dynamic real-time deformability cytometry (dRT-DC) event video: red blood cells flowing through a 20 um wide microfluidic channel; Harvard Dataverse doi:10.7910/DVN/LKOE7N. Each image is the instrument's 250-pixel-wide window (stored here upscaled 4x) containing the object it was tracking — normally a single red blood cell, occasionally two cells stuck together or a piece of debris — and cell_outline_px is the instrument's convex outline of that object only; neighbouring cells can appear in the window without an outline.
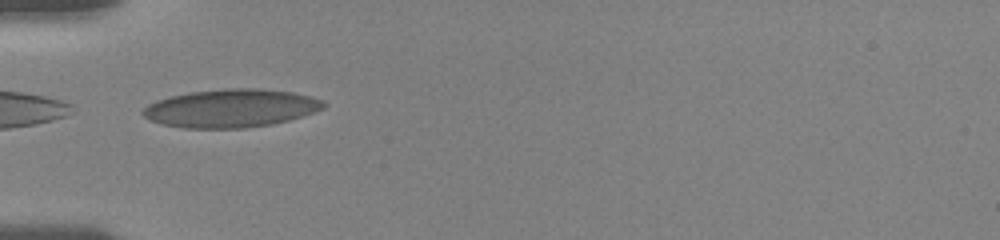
{"species": "human", "species_latin": "Homo sapiens", "temperature_condition": "room temperature", "stored_images_in_passage": 8, "camera_frame_rate_fps": 3000, "um_per_image_px": 0.085, "donor": {"sex": "female"}, "frame": {"image": 1, "passage_image": 7, "time_ms": 5.333, "image_size_px": [1000, 240], "cell_outline_px": [[328, 104], [324, 108], [316, 112], [288, 120], [272, 124], [244, 128], [184, 128], [160, 124], [148, 120], [140, 112], [148, 104], [156, 100], [172, 96], [192, 92], [224, 88], [260, 88], [292, 92], [324, 100]], "centroid_in_image_um": [19.63, 9.2], "position_along_channel_um": 65.4, "area_um2": 40.4}}